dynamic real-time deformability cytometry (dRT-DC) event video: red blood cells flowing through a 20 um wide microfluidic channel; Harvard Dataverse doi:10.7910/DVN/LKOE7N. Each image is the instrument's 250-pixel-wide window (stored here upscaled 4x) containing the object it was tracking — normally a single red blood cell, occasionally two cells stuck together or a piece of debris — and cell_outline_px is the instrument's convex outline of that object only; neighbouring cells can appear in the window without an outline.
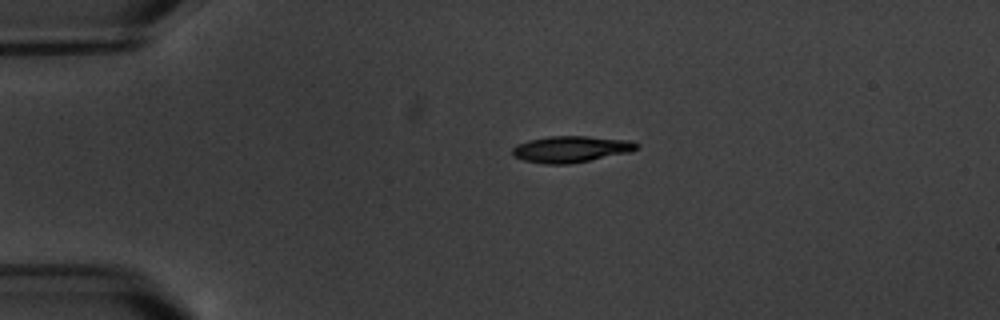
{"species": "common noctule bat (a hibernating species)", "species_latin": "Nyctalus noctula", "temperature_condition": "warm", "stored_images_in_passage": 3, "camera_frame_rate_fps": 3000, "um_per_image_px": 0.085, "animal": {"sex": "male", "body_mass_g": 20.1, "forearm_length_mm": 53.5}, "frame": {"image": 1, "passage_image": 1, "time_ms": 0.0, "image_size_px": [1000, 320], "cell_outline_px": [[640, 148], [632, 152], [568, 164], [544, 164], [524, 160], [512, 156], [512, 148], [516, 144], [528, 140], [548, 136], [584, 136], [628, 140], [640, 144]], "centroid_in_image_um": [48.53, 12.67], "position_along_channel_um": 36.5, "area_um2": 19.25}}
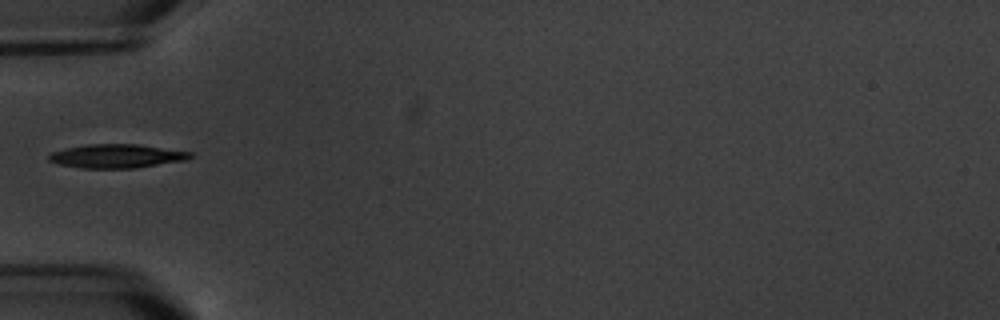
{"frame": {"image": 2, "passage_image": 3, "time_ms": 2.333, "image_size_px": [1000, 320], "cell_outline_px": [[192, 156], [188, 160], [136, 168], [80, 168], [56, 164], [48, 160], [48, 156], [52, 152], [68, 148], [88, 144], [136, 144], [192, 152]], "centroid_in_image_um": [9.92, 13.28], "position_along_channel_um": 75.1, "area_um2": 19.59}}